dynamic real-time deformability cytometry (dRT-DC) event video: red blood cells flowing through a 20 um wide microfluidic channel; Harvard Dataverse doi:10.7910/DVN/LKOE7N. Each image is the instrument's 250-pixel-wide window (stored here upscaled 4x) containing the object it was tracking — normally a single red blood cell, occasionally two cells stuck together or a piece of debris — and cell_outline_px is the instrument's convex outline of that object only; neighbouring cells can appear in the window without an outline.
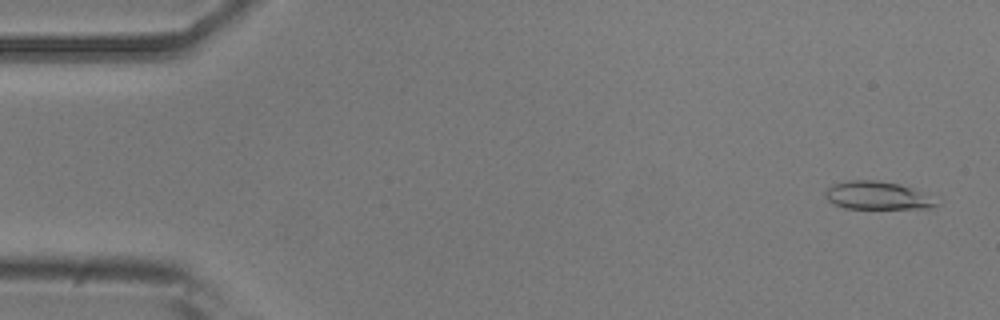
{"species": "common noctule bat (a hibernating species)", "species_latin": "Nyctalus noctula", "temperature_condition": "room temperature", "stored_images_in_passage": 52, "camera_frame_rate_fps": 3000, "um_per_image_px": 0.085, "animal": {"sex": "male", "body_mass_g": 20.5, "forearm_length_mm": 52.5}, "frame": {"image": 1, "passage_image": 2, "time_ms": 0.333, "image_size_px": [1000, 320], "cell_outline_px": [[936, 204], [932, 208], [844, 208], [828, 200], [824, 192], [832, 184], [848, 180], [876, 180], [900, 184], [912, 188], [920, 192]], "centroid_in_image_um": [74.46, 16.6], "position_along_channel_um": 10.5, "area_um2": 17.57}}
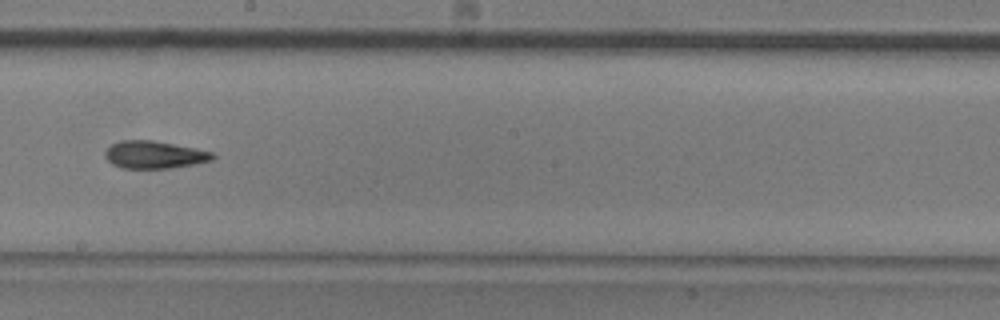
{"frame": {"image": 2, "passage_image": 29, "time_ms": 9.333, "image_size_px": [1000, 320], "cell_outline_px": [[216, 156], [212, 160], [172, 168], [120, 168], [112, 164], [104, 156], [104, 152], [112, 144], [120, 140], [152, 140], [196, 148], [216, 152]], "centroid_in_image_um": [13.13, 13.15], "position_along_channel_um": 235.1, "area_um2": 17.34}}
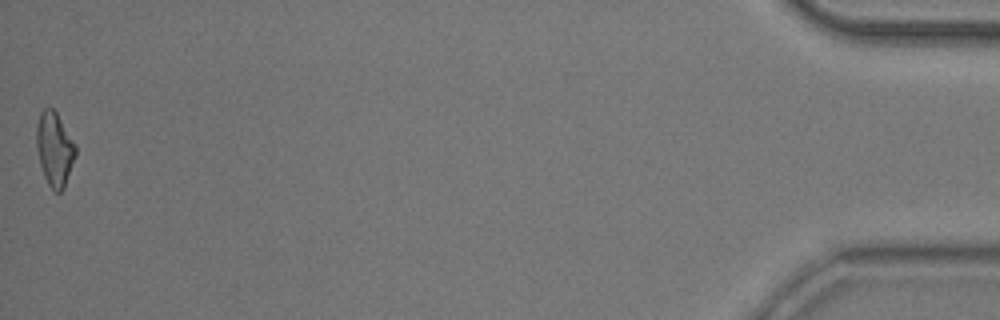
{"frame": {"image": 3, "passage_image": 52, "time_ms": 17.0, "image_size_px": [1000, 320], "cell_outline_px": [[76, 156], [64, 188], [60, 192], [56, 192], [48, 184], [44, 176], [40, 164], [36, 148], [36, 128], [40, 112], [44, 108], [52, 108], [56, 112], [76, 144]], "centroid_in_image_um": [4.64, 12.67], "position_along_channel_um": 430.6, "area_um2": 16.88}, "authors_computed_cell_mechanics": {"area_um2": 17.1955, "velocity_mm_per_s": 3.8368, "shape_relaxation_time_tau1_ms": null, "shape_relaxation_time_tau2_ms": 4.2433, "deformation_change_tau1": null, "deformation_change_tau2": 0.1387}}